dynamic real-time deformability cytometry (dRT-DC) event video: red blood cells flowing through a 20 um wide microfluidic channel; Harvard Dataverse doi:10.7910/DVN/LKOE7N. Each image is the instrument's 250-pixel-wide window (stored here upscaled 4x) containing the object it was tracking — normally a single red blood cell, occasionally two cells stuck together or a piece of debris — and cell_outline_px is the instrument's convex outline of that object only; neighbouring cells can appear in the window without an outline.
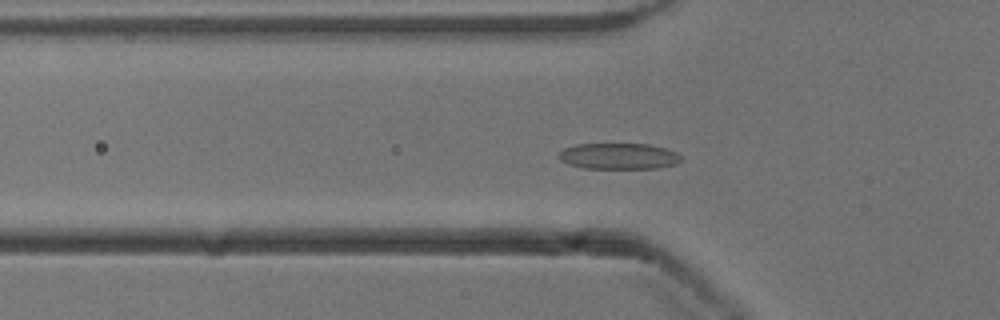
{"species": "common noctule bat (a hibernating species)", "species_latin": "Nyctalus noctula", "temperature_condition": "cold", "stored_images_in_passage": 53, "camera_frame_rate_fps": 3000, "um_per_image_px": 0.085, "animal": {"sex": "male", "body_mass_g": 13.3}, "frame": {"image": 1, "passage_image": 17, "time_ms": 5.333, "image_size_px": [1000, 320], "cell_outline_px": [[680, 160], [676, 164], [656, 168], [584, 168], [568, 164], [560, 160], [556, 156], [564, 148], [576, 144], [648, 144], [664, 148], [676, 152], [680, 156]], "centroid_in_image_um": [52.54, 13.27], "position_along_channel_um": 73.3, "area_um2": 18.5}}
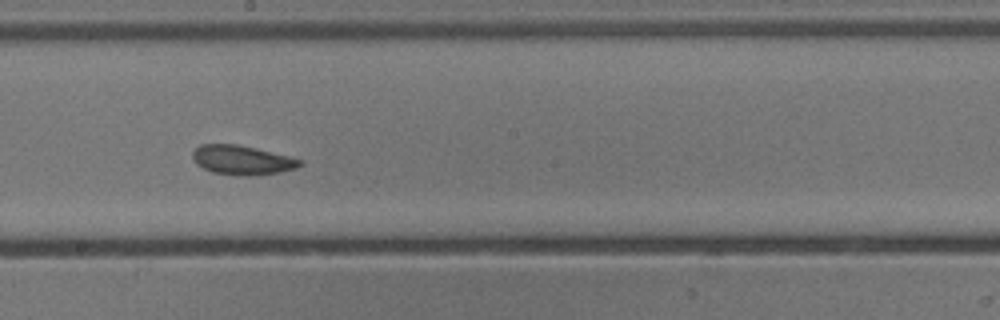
{"frame": {"image": 2, "passage_image": 29, "time_ms": 9.333, "image_size_px": [1000, 320], "cell_outline_px": [[304, 164], [296, 168], [280, 172], [256, 176], [240, 176], [212, 172], [196, 164], [192, 156], [192, 152], [200, 144], [236, 144], [256, 148], [304, 160]], "centroid_in_image_um": [20.6, 13.61], "position_along_channel_um": 227.6, "area_um2": 18.5}}
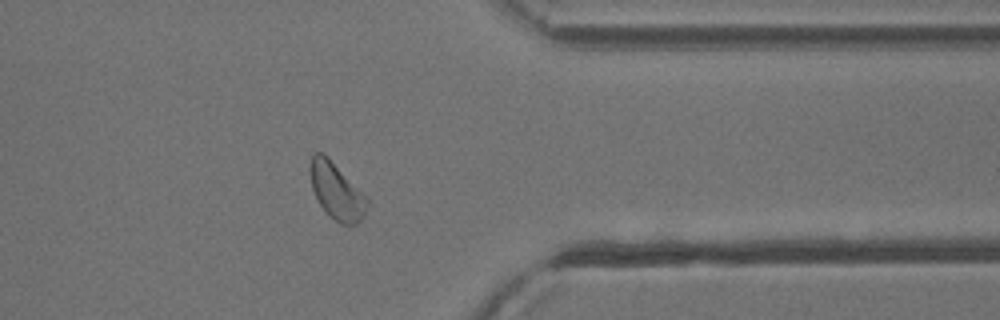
{"frame": {"image": 3, "passage_image": 42, "time_ms": 13.667, "image_size_px": [1000, 320], "cell_outline_px": [[368, 208], [360, 220], [356, 224], [340, 224], [320, 204], [312, 188], [308, 168], [312, 152], [324, 152], [368, 196]], "centroid_in_image_um": [28.61, 16.17], "position_along_channel_um": 382.8, "area_um2": 18.96}, "authors_computed_cell_mechanics": {"area_um2": 19.2474, "velocity_mm_per_s": 3.8394, "shape_relaxation_time_tau1_ms": 4.3326, "shape_relaxation_time_tau2_ms": 3.0192, "deformation_change_tau1": 0.1, "deformation_change_tau2": 0.1019}}